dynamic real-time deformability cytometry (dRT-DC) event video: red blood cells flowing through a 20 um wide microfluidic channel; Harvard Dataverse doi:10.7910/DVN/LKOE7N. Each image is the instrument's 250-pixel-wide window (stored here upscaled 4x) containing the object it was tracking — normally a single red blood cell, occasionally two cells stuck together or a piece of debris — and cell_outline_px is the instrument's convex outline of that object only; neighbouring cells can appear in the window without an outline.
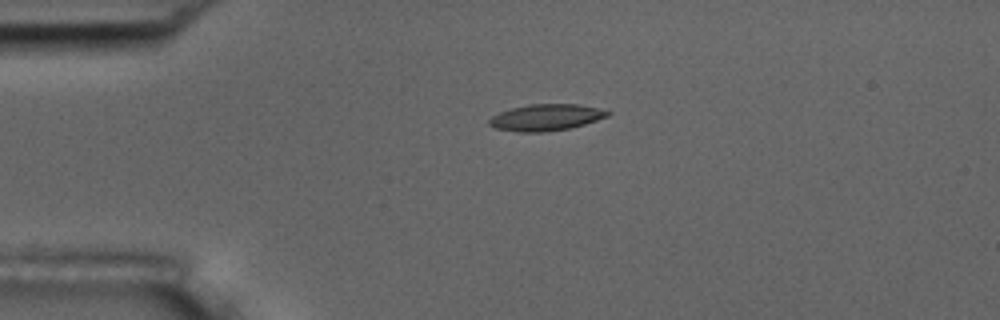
{"species": "common noctule bat (a hibernating species)", "species_latin": "Nyctalus noctula", "temperature_condition": "room temperature", "stored_images_in_passage": 3, "camera_frame_rate_fps": 3000, "um_per_image_px": 0.085, "animal": {"sex": "male", "body_mass_g": 17.5, "forearm_length_mm": 52.3}, "frame": {"image": 1, "passage_image": 1, "time_ms": 0.0, "image_size_px": [1000, 320], "cell_outline_px": [[612, 112], [608, 116], [584, 124], [568, 128], [544, 132], [520, 132], [496, 128], [488, 124], [488, 120], [492, 116], [500, 112], [512, 108], [528, 104], [576, 104], [596, 108]], "centroid_in_image_um": [46.38, 9.98], "position_along_channel_um": 38.6, "area_um2": 18.03}}